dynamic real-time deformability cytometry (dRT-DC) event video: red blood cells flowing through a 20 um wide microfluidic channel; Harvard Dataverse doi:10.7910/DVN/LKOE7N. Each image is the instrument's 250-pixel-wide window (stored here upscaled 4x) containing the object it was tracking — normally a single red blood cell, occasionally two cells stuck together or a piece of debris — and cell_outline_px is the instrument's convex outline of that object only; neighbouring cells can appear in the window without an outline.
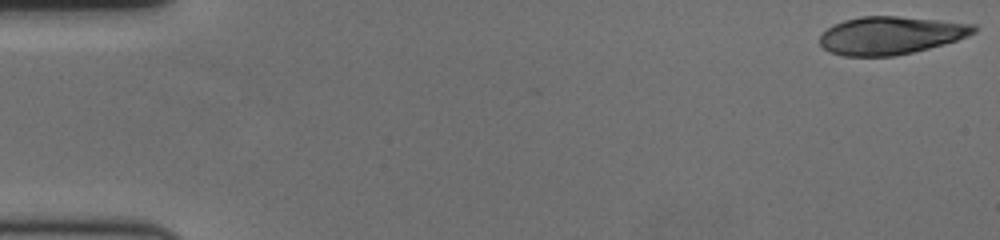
{"species": "human", "species_latin": "Homo sapiens", "temperature_condition": "cold", "stored_images_in_passage": 18, "camera_frame_rate_fps": 3000, "um_per_image_px": 0.085, "donor": {"sex": "female"}, "frame": {"image": 1, "passage_image": 1, "time_ms": 0.0, "image_size_px": [1000, 240], "cell_outline_px": [[980, 28], [976, 32], [968, 36], [944, 44], [912, 52], [892, 56], [844, 56], [828, 52], [820, 44], [820, 36], [828, 28], [844, 20], [860, 16], [896, 16], [940, 20], [976, 24]], "centroid_in_image_um": [75.74, 3.0], "position_along_channel_um": 9.3, "area_um2": 34.04}}
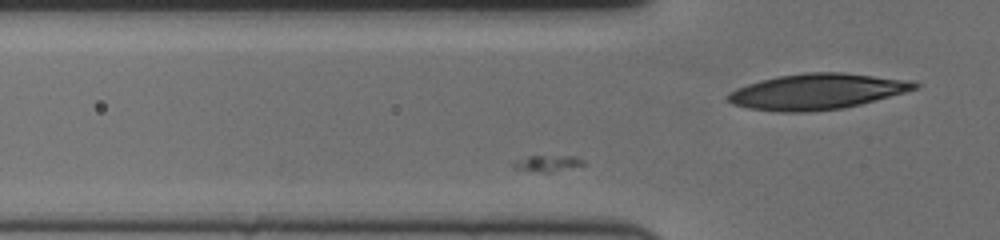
{"frame": {"image": 2, "passage_image": 18, "time_ms": 5.667, "image_size_px": [1000, 240], "cell_outline_px": [[920, 84], [916, 88], [904, 92], [860, 104], [844, 108], [804, 112], [780, 112], [748, 108], [732, 104], [728, 100], [728, 92], [736, 88], [760, 80], [780, 76], [804, 72], [844, 72], [912, 80]], "centroid_in_image_um": [69.43, 7.77], "position_along_channel_um": 56.4, "area_um2": 38.78}}